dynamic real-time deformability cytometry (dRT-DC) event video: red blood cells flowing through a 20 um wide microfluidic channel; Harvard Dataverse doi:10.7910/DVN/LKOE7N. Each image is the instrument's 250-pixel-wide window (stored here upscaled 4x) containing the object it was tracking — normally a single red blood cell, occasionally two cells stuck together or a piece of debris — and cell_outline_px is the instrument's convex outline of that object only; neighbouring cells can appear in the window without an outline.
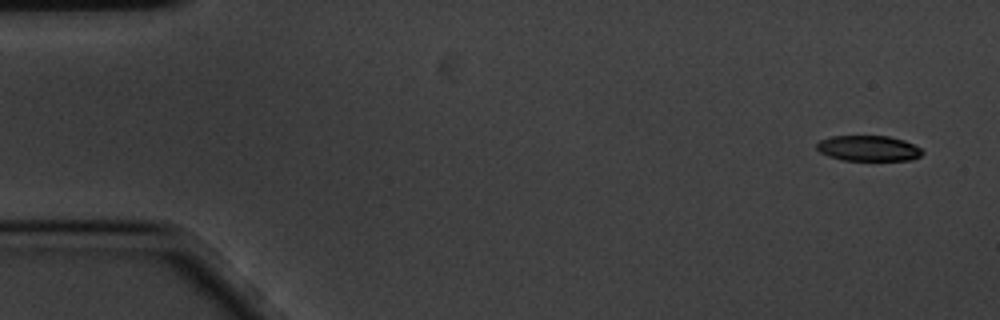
{"species": "common noctule bat (a hibernating species)", "species_latin": "Nyctalus noctula", "temperature_condition": "cold", "stored_images_in_passage": 5, "camera_frame_rate_fps": 3000, "um_per_image_px": 0.085, "animal": {"sex": "male", "body_mass_g": 20.1, "forearm_length_mm": 53.5}, "frame": {"image": 1, "passage_image": 1, "time_ms": 0.0, "image_size_px": [1000, 320], "cell_outline_px": [[924, 152], [920, 156], [912, 160], [840, 160], [828, 156], [820, 152], [816, 148], [816, 144], [820, 140], [832, 136], [888, 136], [904, 140], [920, 148]], "centroid_in_image_um": [73.8, 12.61], "position_along_channel_um": 11.2, "area_um2": 15.72}}
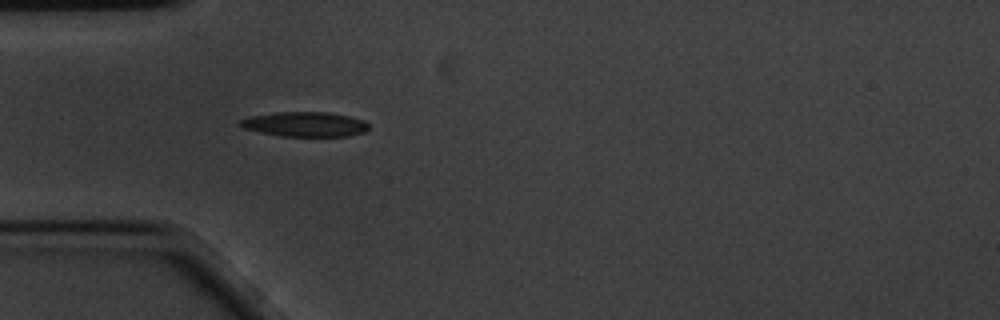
{"frame": {"image": 2, "passage_image": 5, "time_ms": 1.333, "image_size_px": [1000, 320], "cell_outline_px": [[368, 128], [364, 132], [348, 136], [280, 136], [244, 128], [236, 124], [236, 120], [248, 116], [276, 112], [328, 112], [348, 116], [364, 120], [368, 124]], "centroid_in_image_um": [25.86, 10.55], "position_along_channel_um": 59.1, "area_um2": 18.67}}